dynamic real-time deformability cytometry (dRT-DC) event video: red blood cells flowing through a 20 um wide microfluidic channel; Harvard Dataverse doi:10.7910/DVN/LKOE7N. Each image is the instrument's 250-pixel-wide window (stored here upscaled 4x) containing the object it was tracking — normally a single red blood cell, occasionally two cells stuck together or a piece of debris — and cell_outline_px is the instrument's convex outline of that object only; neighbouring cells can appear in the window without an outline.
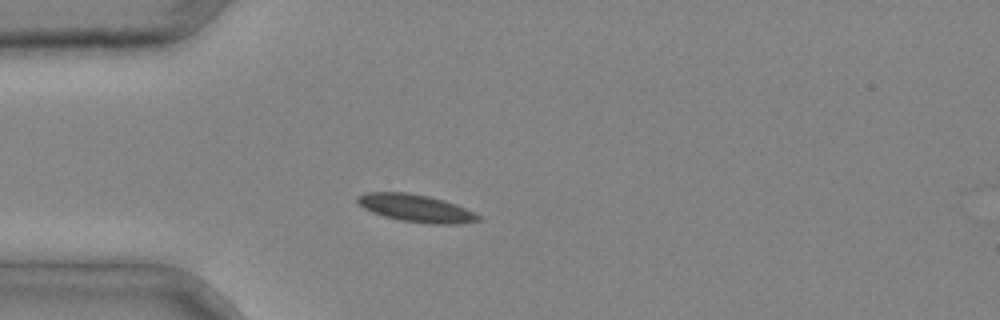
{"species": "common noctule bat (a hibernating species)", "species_latin": "Nyctalus noctula", "temperature_condition": "cold", "stored_images_in_passage": 2, "camera_frame_rate_fps": 3000, "um_per_image_px": 0.085, "animal": {"sex": "male", "body_mass_g": 20.4}, "frame": {"image": 1, "passage_image": 2, "time_ms": 0.333, "image_size_px": [1000, 320], "cell_outline_px": [[480, 220], [460, 224], [428, 224], [400, 220], [384, 216], [372, 212], [364, 208], [356, 200], [356, 196], [368, 192], [408, 192], [428, 196], [444, 200], [456, 204], [480, 216]], "centroid_in_image_um": [35.34, 17.69], "position_along_channel_um": 49.7, "area_um2": 19.31}}